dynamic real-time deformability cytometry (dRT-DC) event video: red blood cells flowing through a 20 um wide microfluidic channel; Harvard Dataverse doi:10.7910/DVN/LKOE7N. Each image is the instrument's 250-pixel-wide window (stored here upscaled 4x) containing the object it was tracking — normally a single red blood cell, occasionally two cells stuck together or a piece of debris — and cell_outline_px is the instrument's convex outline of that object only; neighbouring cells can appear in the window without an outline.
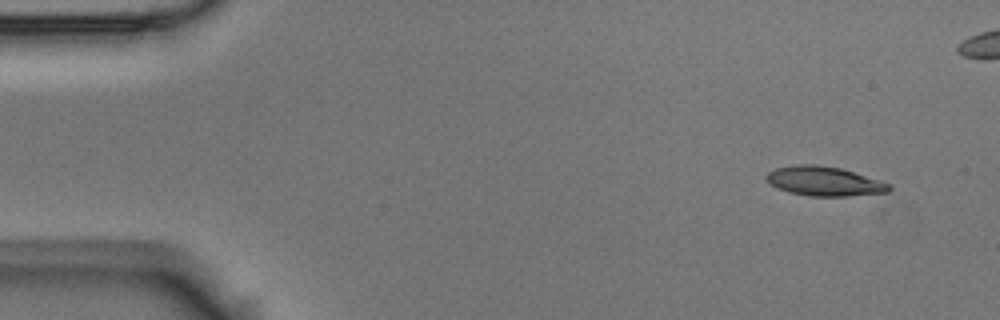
{"species": "Egyptian fruit bat (a non-hibernating species)", "species_latin": "Rousettus aegyptiacus", "temperature_condition": "room temperature", "stored_images_in_passage": 5, "camera_frame_rate_fps": 3000, "um_per_image_px": 0.085, "animal": {"sex": "male"}, "frame": {"image": 1, "passage_image": 1, "time_ms": 0.0, "image_size_px": [1000, 320], "cell_outline_px": [[892, 188], [888, 192], [848, 196], [812, 196], [788, 192], [772, 184], [764, 176], [768, 172], [776, 168], [796, 164], [816, 164], [840, 168], [880, 180], [892, 184]], "centroid_in_image_um": [70.09, 15.4], "position_along_channel_um": 14.9, "area_um2": 20.92}}